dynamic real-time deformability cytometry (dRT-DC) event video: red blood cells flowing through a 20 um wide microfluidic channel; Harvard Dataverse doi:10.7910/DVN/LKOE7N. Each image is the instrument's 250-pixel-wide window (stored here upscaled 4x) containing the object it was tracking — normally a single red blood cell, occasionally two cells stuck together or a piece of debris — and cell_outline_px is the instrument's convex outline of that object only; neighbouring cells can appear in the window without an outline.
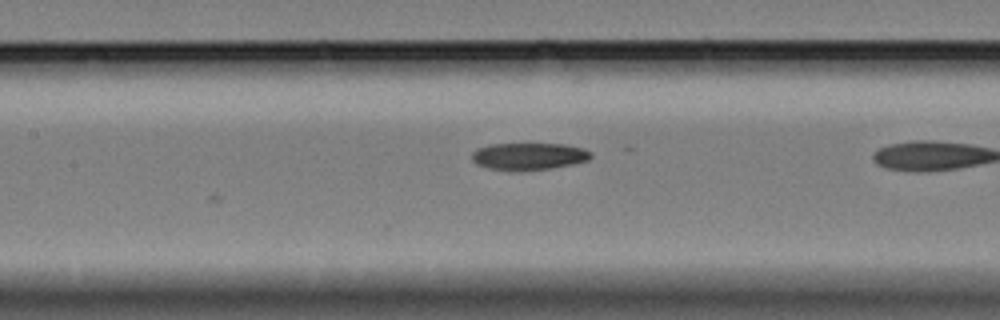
{"species": "Egyptian fruit bat (a non-hibernating species)", "species_latin": "Rousettus aegyptiacus", "temperature_condition": "cold", "stored_images_in_passage": 11, "camera_frame_rate_fps": 3000, "um_per_image_px": 0.085, "animal": {"sex": "female"}, "frame": {"image": 1, "passage_image": 11, "time_ms": 3.333, "image_size_px": [1000, 320], "cell_outline_px": [[592, 156], [588, 160], [572, 164], [548, 168], [488, 168], [476, 164], [472, 160], [472, 152], [476, 148], [492, 144], [564, 144], [584, 148], [592, 152]], "centroid_in_image_um": [44.97, 13.24], "position_along_channel_um": 162.4, "area_um2": 18.09}}